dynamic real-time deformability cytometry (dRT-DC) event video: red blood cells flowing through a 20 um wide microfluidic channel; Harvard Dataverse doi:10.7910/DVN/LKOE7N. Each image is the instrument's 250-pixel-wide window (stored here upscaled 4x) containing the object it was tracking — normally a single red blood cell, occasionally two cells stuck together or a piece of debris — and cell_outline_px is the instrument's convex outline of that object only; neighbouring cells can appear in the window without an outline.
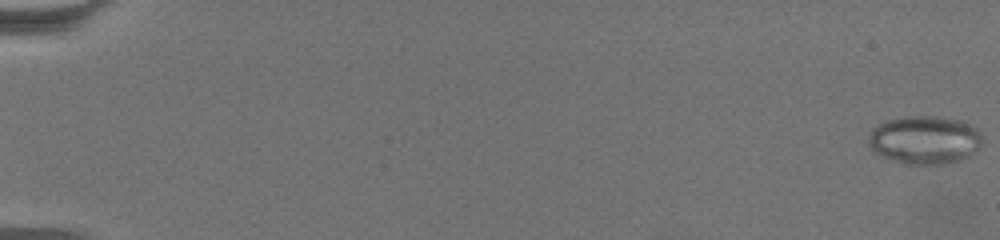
{"species": "common noctule bat (a hibernating species)", "species_latin": "Nyctalus noctula", "temperature_condition": "warm", "stored_images_in_passage": 64, "camera_frame_rate_fps": 3000, "um_per_image_px": 0.085, "animal": {"sex": "female", "body_mass_g": 19.5, "forearm_length_mm": 54.1}, "frame": {"image": 1, "passage_image": 1, "time_ms": 0.0, "image_size_px": [1000, 240], "cell_outline_px": [[980, 144], [976, 152], [960, 160], [940, 164], [904, 164], [872, 152], [868, 144], [868, 136], [872, 128], [888, 120], [908, 116], [936, 116], [960, 120], [976, 128], [980, 132]], "centroid_in_image_um": [78.56, 11.89], "position_along_channel_um": 6.4, "area_um2": 31.96}}
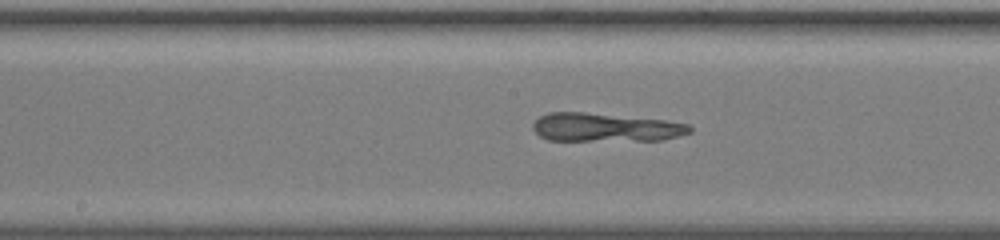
{"frame": {"image": 2, "passage_image": 36, "time_ms": 11.667, "image_size_px": [1000, 240], "cell_outline_px": [[692, 132], [660, 140], [548, 140], [540, 136], [532, 128], [532, 124], [540, 116], [548, 112], [584, 112], [664, 120], [688, 124], [692, 128]], "centroid_in_image_um": [51.43, 10.82], "position_along_channel_um": 196.8, "area_um2": 25.84}}
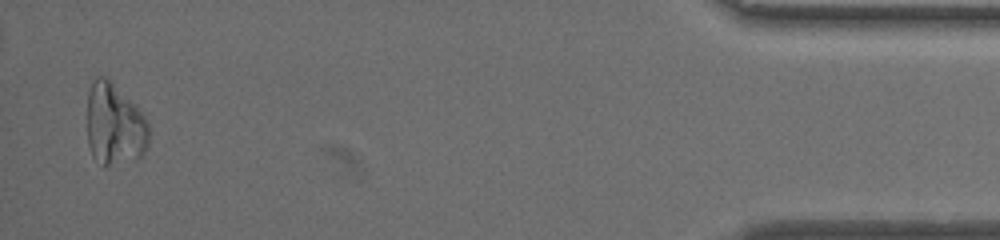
{"frame": {"image": 3, "passage_image": 63, "time_ms": 20.667, "image_size_px": [1000, 240], "cell_outline_px": [[148, 144], [140, 160], [104, 168], [92, 156], [88, 144], [88, 92], [96, 76], [108, 76], [136, 104], [144, 116], [148, 124]], "centroid_in_image_um": [9.75, 10.62], "position_along_channel_um": 425.5, "area_um2": 30.35}}